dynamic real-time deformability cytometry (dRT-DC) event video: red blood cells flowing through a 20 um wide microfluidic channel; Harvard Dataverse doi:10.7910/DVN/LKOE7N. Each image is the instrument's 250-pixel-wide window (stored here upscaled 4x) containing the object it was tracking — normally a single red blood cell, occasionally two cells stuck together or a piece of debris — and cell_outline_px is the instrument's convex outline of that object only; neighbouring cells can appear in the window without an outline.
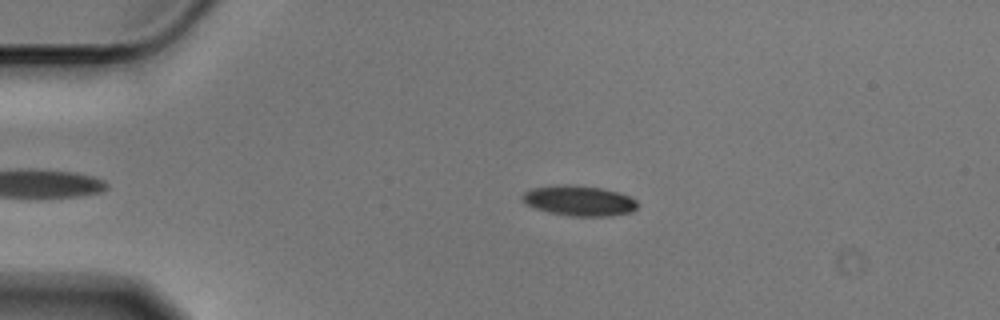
{"species": "Egyptian fruit bat (a non-hibernating species)", "species_latin": "Rousettus aegyptiacus", "temperature_condition": "cold", "stored_images_in_passage": 42, "camera_frame_rate_fps": 3000, "um_per_image_px": 0.085, "animal": {"sex": "male"}, "frame": {"image": 1, "passage_image": 4, "time_ms": 1.0, "image_size_px": [1000, 320], "cell_outline_px": [[640, 204], [632, 212], [612, 216], [568, 216], [548, 212], [524, 204], [520, 200], [520, 196], [524, 192], [532, 188], [560, 184], [572, 184], [604, 188], [620, 192], [636, 200]], "centroid_in_image_um": [49.21, 17.05], "position_along_channel_um": 35.8, "area_um2": 20.81}}
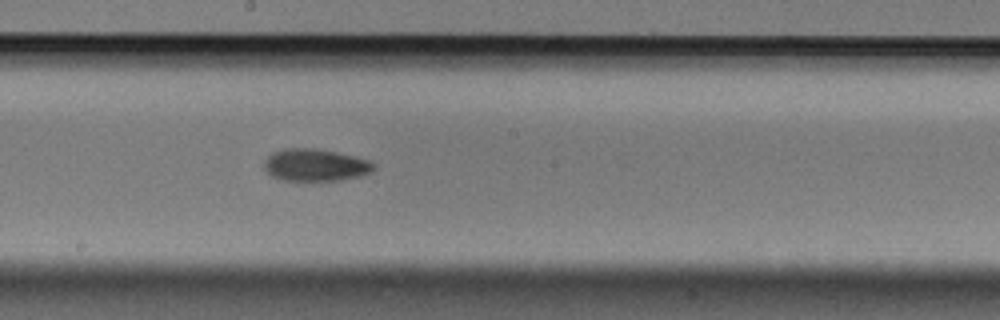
{"frame": {"image": 2, "passage_image": 23, "time_ms": 7.333, "image_size_px": [1000, 320], "cell_outline_px": [[376, 168], [372, 172], [360, 176], [340, 180], [284, 180], [272, 176], [264, 168], [264, 160], [272, 152], [284, 148], [316, 148], [356, 156], [372, 160], [376, 164]], "centroid_in_image_um": [26.85, 14.01], "position_along_channel_um": 221.3, "area_um2": 20.81}}
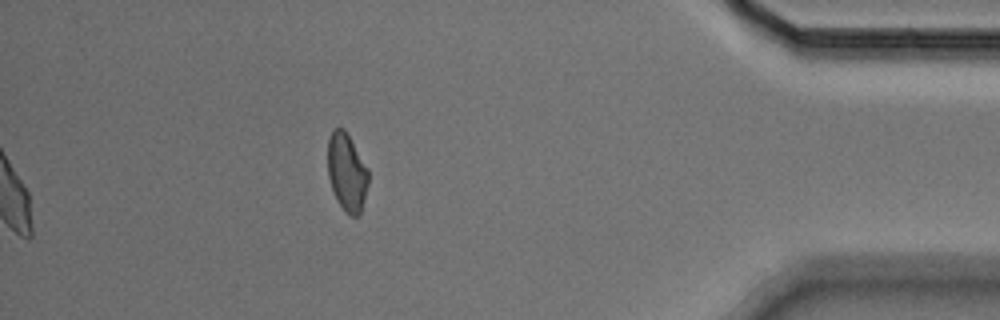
{"frame": {"image": 3, "passage_image": 42, "time_ms": 13.667, "image_size_px": [1000, 320], "cell_outline_px": [[368, 184], [364, 200], [360, 212], [356, 216], [348, 216], [344, 212], [332, 188], [328, 176], [328, 136], [332, 128], [344, 128], [368, 168]], "centroid_in_image_um": [29.47, 14.62], "position_along_channel_um": 405.7, "area_um2": 18.38}, "authors_computed_cell_mechanics": {"area_um2": 20.7213, "velocity_mm_per_s": 3.5747, "shape_relaxation_time_tau1_ms": 3.4603, "shape_relaxation_time_tau2_ms": null, "deformation_change_tau1": 0.0946, "deformation_change_tau2": null}}